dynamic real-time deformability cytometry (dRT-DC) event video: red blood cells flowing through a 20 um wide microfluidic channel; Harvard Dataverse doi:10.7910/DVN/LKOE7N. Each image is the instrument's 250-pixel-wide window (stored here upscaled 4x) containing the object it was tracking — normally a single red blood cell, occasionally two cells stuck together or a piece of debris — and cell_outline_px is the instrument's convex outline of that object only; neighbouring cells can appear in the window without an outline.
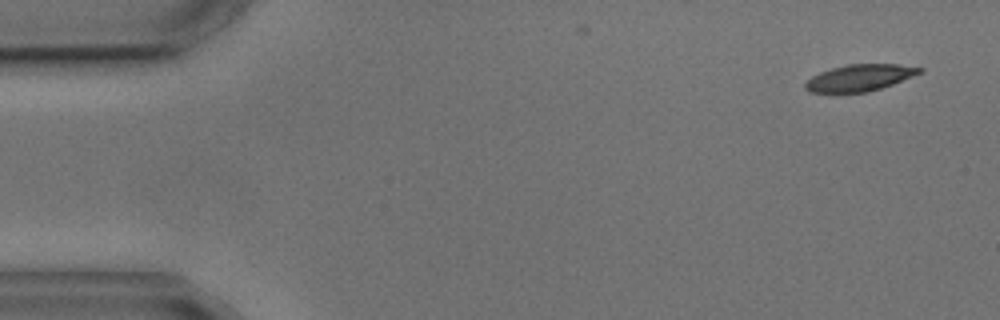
{"species": "common noctule bat (a hibernating species)", "species_latin": "Nyctalus noctula", "temperature_condition": "cold", "stored_images_in_passage": 5, "camera_frame_rate_fps": 3000, "um_per_image_px": 0.085, "animal": {"sex": "male", "body_mass_g": 17.9, "forearm_length_mm": 54.2}, "frame": {"image": 1, "passage_image": 1, "time_ms": 0.0, "image_size_px": [1000, 320], "cell_outline_px": [[924, 72], [892, 84], [868, 92], [808, 92], [804, 88], [804, 84], [812, 76], [820, 72], [832, 68], [848, 64], [900, 64], [924, 68]], "centroid_in_image_um": [73.09, 6.6], "position_along_channel_um": 11.9, "area_um2": 17.69}}
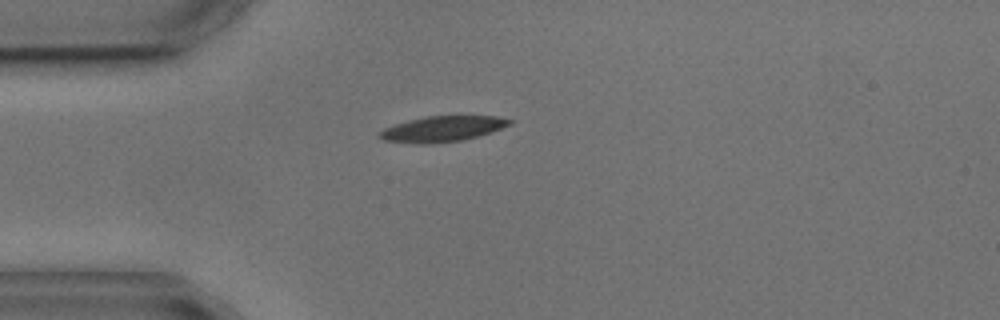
{"frame": {"image": 2, "passage_image": 4, "time_ms": 3.667, "image_size_px": [1000, 320], "cell_outline_px": [[516, 120], [512, 124], [476, 136], [460, 140], [432, 144], [420, 144], [384, 140], [376, 136], [384, 128], [408, 120], [428, 116], [496, 116]], "centroid_in_image_um": [37.59, 10.95], "position_along_channel_um": 47.4, "area_um2": 19.19}}